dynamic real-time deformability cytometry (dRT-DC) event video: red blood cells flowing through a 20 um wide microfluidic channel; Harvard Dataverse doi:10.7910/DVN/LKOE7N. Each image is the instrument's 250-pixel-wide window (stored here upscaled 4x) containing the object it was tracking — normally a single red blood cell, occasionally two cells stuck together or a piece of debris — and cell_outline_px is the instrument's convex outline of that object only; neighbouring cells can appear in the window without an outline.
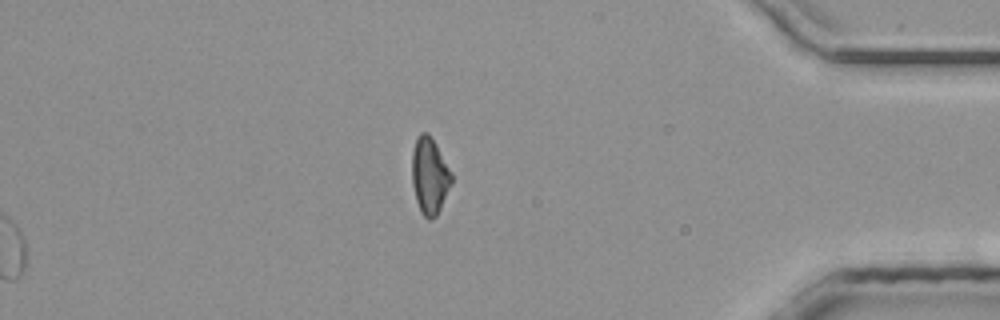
{"species": "common noctule bat (a hibernating species)", "species_latin": "Nyctalus noctula", "temperature_condition": "room temperature", "stored_images_in_passage": 40, "segment_of_instrument_passage": [2, 2], "camera_frame_rate_fps": 3000, "um_per_image_px": 0.085, "animal": {"sex": "male", "body_mass_g": 20.4}, "frame": {"image": 1, "passage_image": 40, "time_ms": 13.0, "image_size_px": [1000, 320], "cell_outline_px": [[452, 184], [436, 216], [428, 220], [424, 216], [416, 200], [412, 184], [412, 152], [416, 136], [420, 132], [428, 132], [452, 172]], "centroid_in_image_um": [36.51, 14.92], "position_along_channel_um": 398.7, "area_um2": 17.57}}